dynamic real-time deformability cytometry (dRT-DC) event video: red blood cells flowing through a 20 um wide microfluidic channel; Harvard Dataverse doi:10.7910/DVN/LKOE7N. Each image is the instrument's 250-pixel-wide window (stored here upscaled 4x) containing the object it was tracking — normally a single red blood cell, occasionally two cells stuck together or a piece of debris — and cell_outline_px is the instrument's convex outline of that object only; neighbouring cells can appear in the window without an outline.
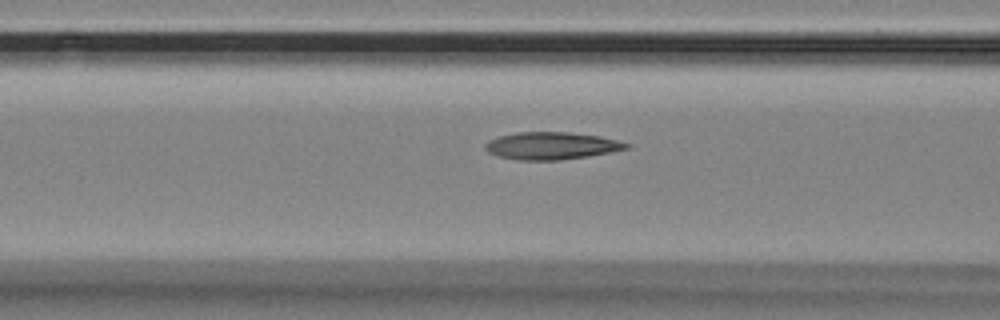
{"species": "Egyptian fruit bat (a non-hibernating species)", "species_latin": "Rousettus aegyptiacus", "temperature_condition": "room temperature", "stored_images_in_passage": 56, "camera_frame_rate_fps": 3000, "um_per_image_px": 0.085, "animal": {"sex": "female"}, "frame": {"image": 1, "passage_image": 22, "time_ms": 7.0, "image_size_px": [1000, 320], "cell_outline_px": [[632, 144], [628, 148], [608, 152], [584, 156], [556, 160], [520, 160], [496, 156], [488, 152], [484, 148], [484, 144], [488, 140], [500, 136], [516, 132], [568, 132], [600, 136]], "centroid_in_image_um": [46.81, 12.38], "position_along_channel_um": 119.8, "area_um2": 22.31}}
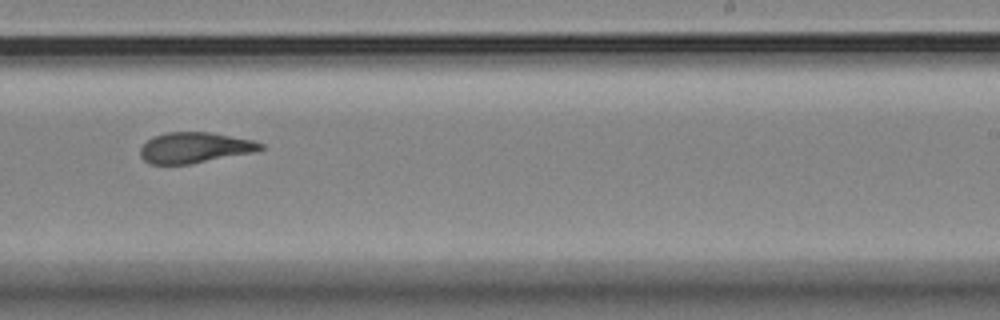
{"frame": {"image": 2, "passage_image": 35, "time_ms": 11.333, "image_size_px": [1000, 320], "cell_outline_px": [[264, 148], [252, 152], [188, 164], [152, 164], [144, 160], [140, 156], [140, 148], [152, 136], [164, 132], [212, 132], [252, 140], [264, 144]], "centroid_in_image_um": [16.51, 12.53], "position_along_channel_um": 272.5, "area_um2": 21.33}}
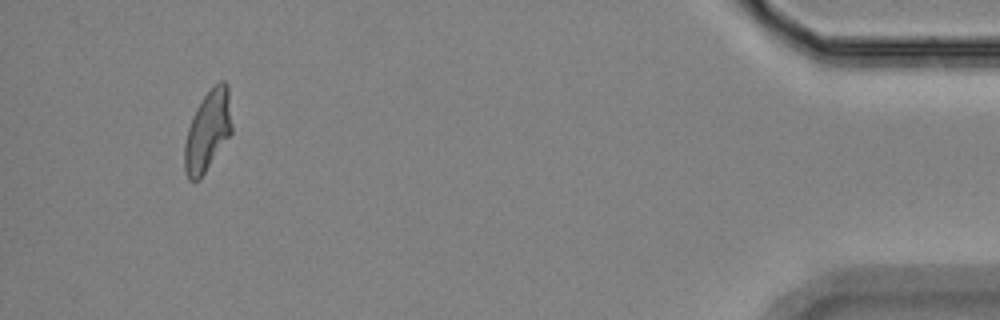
{"frame": {"image": 3, "passage_image": 53, "time_ms": 17.333, "image_size_px": [1000, 320], "cell_outline_px": [[232, 132], [200, 180], [188, 180], [184, 172], [184, 144], [188, 128], [196, 108], [204, 96], [220, 80], [224, 80], [228, 84], [232, 124]], "centroid_in_image_um": [17.65, 11.15], "position_along_channel_um": 417.5, "area_um2": 22.25}, "authors_computed_cell_mechanics": {"area_um2": 22.3108, "velocity_mm_per_s": 3.524, "shape_relaxation_time_tau1_ms": null, "shape_relaxation_time_tau2_ms": 2.539, "deformation_change_tau1": null, "deformation_change_tau2": 0.118}}